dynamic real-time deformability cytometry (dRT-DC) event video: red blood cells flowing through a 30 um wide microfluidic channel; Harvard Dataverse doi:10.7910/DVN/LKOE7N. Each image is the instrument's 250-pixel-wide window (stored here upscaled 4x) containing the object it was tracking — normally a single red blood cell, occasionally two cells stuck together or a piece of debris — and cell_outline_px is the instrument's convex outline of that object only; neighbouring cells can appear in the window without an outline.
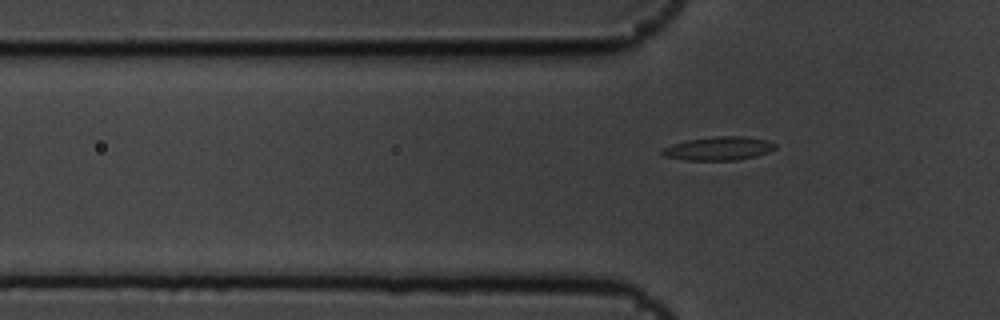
{"species": "common noctule bat (a hibernating species)", "species_latin": "Nyctalus noctula", "temperature_condition": "cold", "stored_images_in_passage": 6, "camera_frame_rate_fps": 3000, "um_per_image_px": 0.085, "animal": {"sex": "male", "body_mass_g": 19.5, "forearm_length_mm": 54.6}, "frame": {"image": 1, "passage_image": 6, "time_ms": 1.667, "image_size_px": [1000, 320], "cell_outline_px": [[776, 148], [768, 152], [756, 156], [736, 160], [684, 160], [664, 156], [660, 152], [664, 148], [672, 144], [688, 140], [716, 136], [740, 136], [768, 140], [776, 144]], "centroid_in_image_um": [61.09, 12.62], "position_along_channel_um": 64.7, "area_um2": 15.43}}